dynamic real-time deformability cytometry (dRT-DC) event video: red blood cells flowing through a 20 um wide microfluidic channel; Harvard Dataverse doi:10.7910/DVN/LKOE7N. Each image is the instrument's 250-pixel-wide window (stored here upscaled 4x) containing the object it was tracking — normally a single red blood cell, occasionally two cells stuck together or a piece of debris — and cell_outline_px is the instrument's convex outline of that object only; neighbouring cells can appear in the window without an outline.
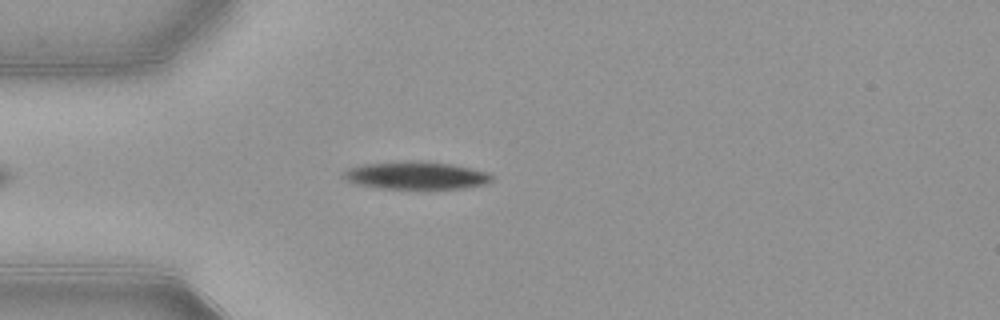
{"species": "common noctule bat (a hibernating species)", "species_latin": "Nyctalus noctula", "temperature_condition": "warm", "stored_images_in_passage": 40, "camera_frame_rate_fps": 3000, "um_per_image_px": 0.085, "animal": {"sex": "female", "body_mass_g": 21.9}, "frame": {"image": 1, "passage_image": 5, "time_ms": 1.333, "image_size_px": [1000, 320], "cell_outline_px": [[492, 180], [484, 184], [464, 188], [420, 192], [380, 188], [356, 184], [348, 180], [340, 172], [348, 168], [364, 164], [404, 160], [420, 160], [452, 164], [472, 168], [488, 172], [492, 176]], "centroid_in_image_um": [35.37, 14.95], "position_along_channel_um": 49.6, "area_um2": 25.2}}
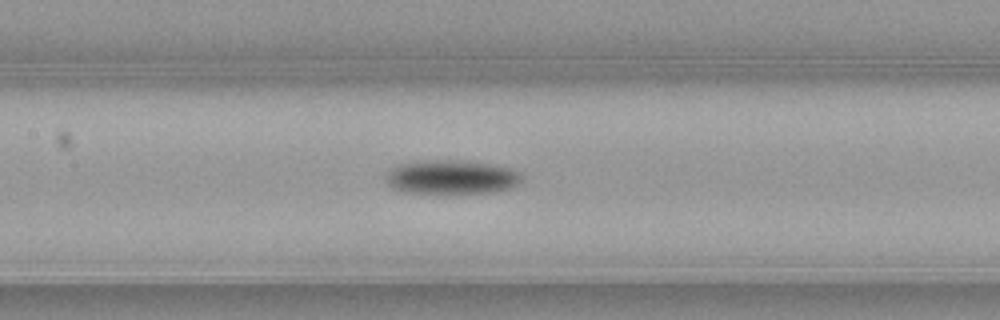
{"frame": {"image": 2, "passage_image": 15, "time_ms": 4.667, "image_size_px": [1000, 320], "cell_outline_px": [[524, 180], [512, 188], [496, 192], [448, 196], [400, 192], [392, 188], [384, 180], [384, 176], [392, 168], [400, 164], [416, 160], [468, 160], [512, 168], [520, 172], [524, 176]], "centroid_in_image_um": [38.39, 15.1], "position_along_channel_um": 169.0, "area_um2": 28.73}}
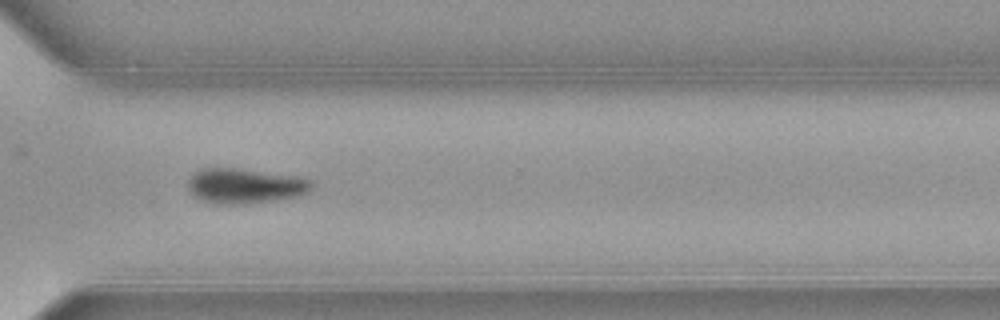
{"frame": {"image": 3, "passage_image": 29, "time_ms": 9.333, "image_size_px": [1000, 320], "cell_outline_px": [[312, 188], [308, 192], [300, 196], [276, 200], [248, 204], [216, 204], [200, 200], [192, 196], [188, 192], [188, 180], [200, 168], [232, 168], [300, 176], [312, 180]], "centroid_in_image_um": [20.82, 15.82], "position_along_channel_um": 349.8, "area_um2": 25.61}, "authors_computed_cell_mechanics": {"area_um2": 26.9926, "velocity_mm_per_s": 3.883, "shape_relaxation_time_tau1_ms": 1.7862, "shape_relaxation_time_tau2_ms": null, "deformation_change_tau1": 0.0918, "deformation_change_tau2": null}}